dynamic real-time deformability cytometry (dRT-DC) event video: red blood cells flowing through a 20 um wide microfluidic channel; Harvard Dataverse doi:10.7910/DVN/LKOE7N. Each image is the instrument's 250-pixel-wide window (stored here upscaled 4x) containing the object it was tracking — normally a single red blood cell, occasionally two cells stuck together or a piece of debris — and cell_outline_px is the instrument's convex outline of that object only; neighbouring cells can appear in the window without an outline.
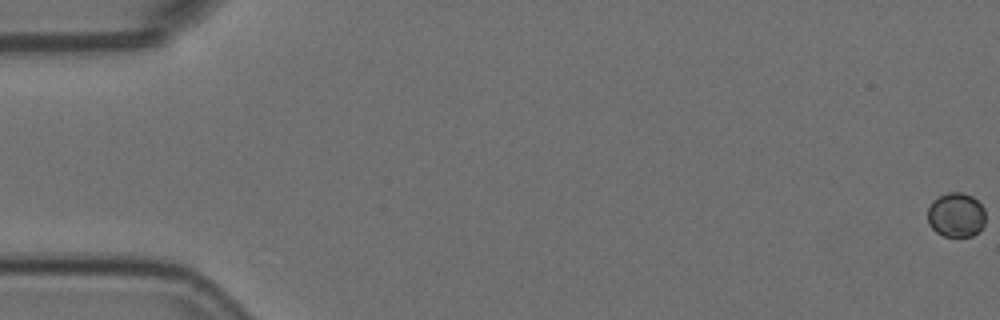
{"species": "Egyptian fruit bat (a non-hibernating species)", "species_latin": "Rousettus aegyptiacus", "temperature_condition": "room temperature", "stored_images_in_passage": 58, "camera_frame_rate_fps": 3000, "um_per_image_px": 0.085, "animal": {"sex": "female"}, "frame": {"image": 1, "passage_image": 1, "time_ms": 0.0, "image_size_px": [1000, 320], "cell_outline_px": [[984, 224], [980, 232], [972, 236], [944, 236], [936, 232], [928, 224], [928, 208], [932, 200], [948, 192], [960, 192], [972, 196], [984, 208]], "centroid_in_image_um": [81.26, 18.28], "position_along_channel_um": 3.7, "area_um2": 15.03}}
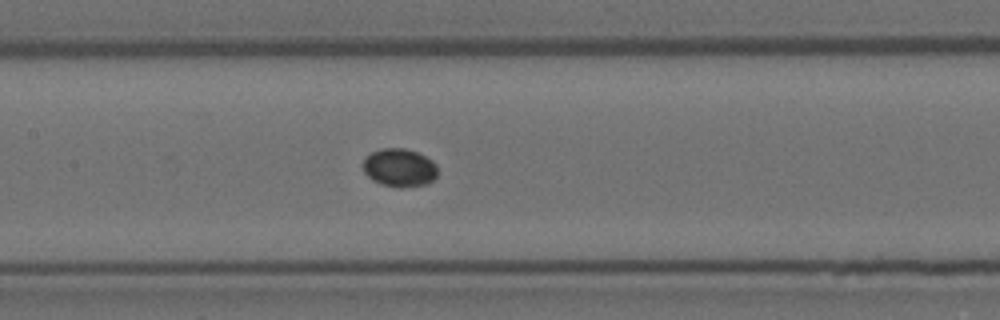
{"frame": {"image": 2, "passage_image": 28, "time_ms": 9.0, "image_size_px": [1000, 320], "cell_outline_px": [[436, 176], [428, 184], [400, 188], [396, 188], [380, 184], [372, 180], [364, 172], [364, 156], [380, 148], [404, 148], [416, 152], [432, 160], [436, 164]], "centroid_in_image_um": [33.93, 14.26], "position_along_channel_um": 173.5, "area_um2": 16.7}}
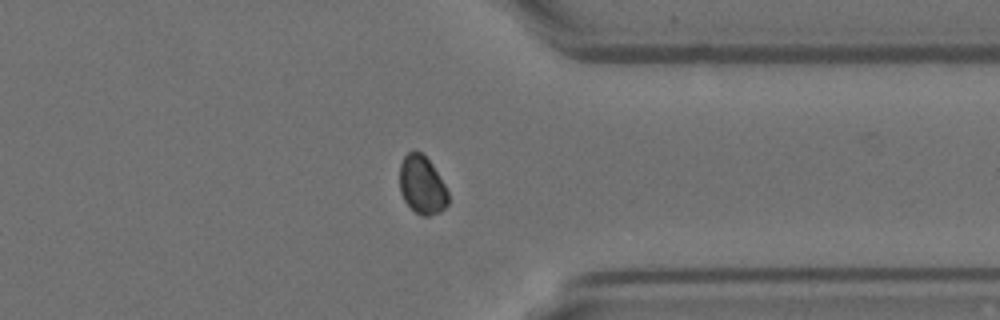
{"frame": {"image": 3, "passage_image": 45, "time_ms": 14.667, "image_size_px": [1000, 320], "cell_outline_px": [[448, 204], [440, 212], [428, 216], [420, 216], [404, 200], [400, 192], [400, 164], [404, 156], [408, 152], [420, 152], [432, 164], [444, 184], [448, 192]], "centroid_in_image_um": [35.87, 15.75], "position_along_channel_um": 375.5, "area_um2": 16.3}}